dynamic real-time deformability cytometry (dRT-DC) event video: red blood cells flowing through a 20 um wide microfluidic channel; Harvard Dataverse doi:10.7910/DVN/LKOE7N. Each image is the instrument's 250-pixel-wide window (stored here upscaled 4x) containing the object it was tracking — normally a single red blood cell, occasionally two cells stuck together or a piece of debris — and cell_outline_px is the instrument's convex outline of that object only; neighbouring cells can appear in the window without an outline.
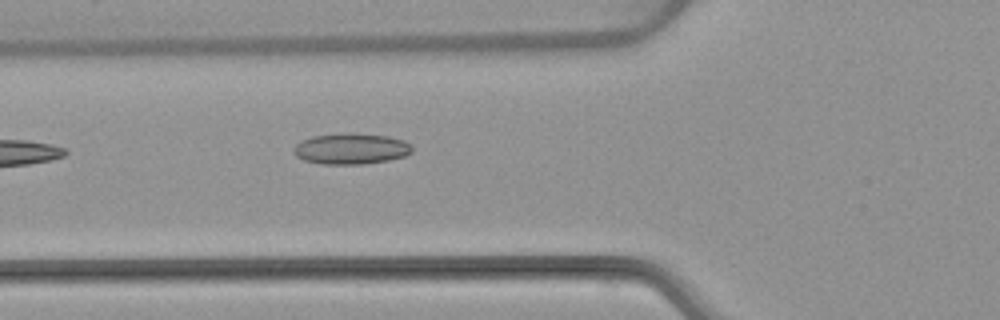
{"species": "common noctule bat (a hibernating species)", "species_latin": "Nyctalus noctula", "temperature_condition": "warm", "stored_images_in_passage": 4, "camera_frame_rate_fps": 3000, "um_per_image_px": 0.085, "animal": {"sex": "female", "body_mass_g": 22.7, "forearm_length_mm": 54.2}, "frame": {"image": 1, "passage_image": 4, "time_ms": 5.0, "image_size_px": [1000, 320], "cell_outline_px": [[412, 152], [404, 156], [388, 160], [364, 164], [320, 164], [304, 160], [296, 156], [292, 152], [292, 148], [300, 140], [312, 136], [340, 132], [348, 132], [388, 136], [404, 140], [412, 144]], "centroid_in_image_um": [29.81, 12.63], "position_along_channel_um": 96.0, "area_um2": 21.79}}